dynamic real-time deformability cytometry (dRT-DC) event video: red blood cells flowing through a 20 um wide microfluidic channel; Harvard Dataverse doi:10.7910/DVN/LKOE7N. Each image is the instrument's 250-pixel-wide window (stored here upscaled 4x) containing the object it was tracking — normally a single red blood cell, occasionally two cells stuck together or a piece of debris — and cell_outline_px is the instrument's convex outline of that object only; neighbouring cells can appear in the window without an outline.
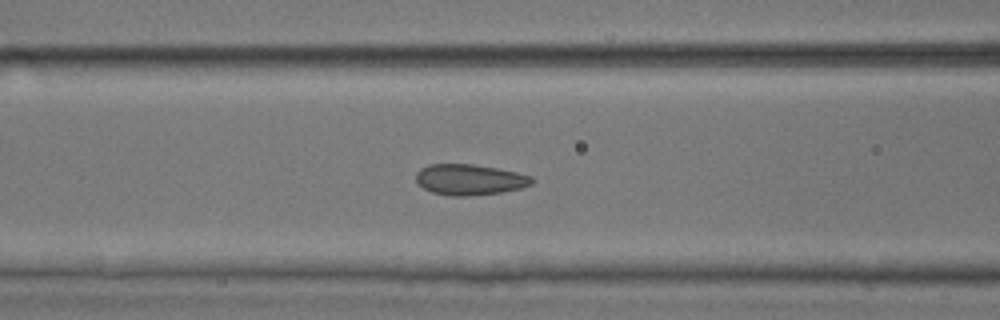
{"species": "common noctule bat (a hibernating species)", "species_latin": "Nyctalus noctula", "temperature_condition": "room temperature", "stored_images_in_passage": 21, "camera_frame_rate_fps": 3000, "um_per_image_px": 0.085, "animal": {"sex": "male", "body_mass_g": 17.9, "forearm_length_mm": 54.2}, "frame": {"image": 1, "passage_image": 21, "time_ms": 6.667, "image_size_px": [1000, 320], "cell_outline_px": [[536, 180], [532, 184], [520, 188], [500, 192], [468, 196], [452, 196], [432, 192], [424, 188], [416, 180], [416, 172], [420, 168], [428, 164], [472, 164], [500, 168], [532, 176]], "centroid_in_image_um": [39.93, 15.25], "position_along_channel_um": 126.7, "area_um2": 20.87}}